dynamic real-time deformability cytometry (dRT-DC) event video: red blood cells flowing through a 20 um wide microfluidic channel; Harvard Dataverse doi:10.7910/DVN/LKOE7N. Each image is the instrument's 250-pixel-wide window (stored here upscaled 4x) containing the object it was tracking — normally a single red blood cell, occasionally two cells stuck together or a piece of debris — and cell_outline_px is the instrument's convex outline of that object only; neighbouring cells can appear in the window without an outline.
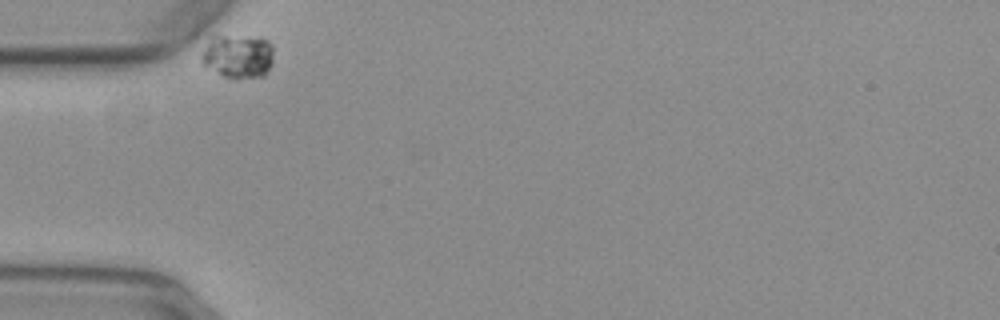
{"species": "common noctule bat (a hibernating species)", "species_latin": "Nyctalus noctula", "temperature_condition": "warm", "stored_images_in_passage": 16, "camera_frame_rate_fps": 3000, "um_per_image_px": 0.085, "animal": {"sex": "female", "body_mass_g": 29.2, "forearm_length_mm": 56.3}, "frame": {"image": 1, "passage_image": 1, "time_ms": 0.0, "image_size_px": [1000, 320], "cell_outline_px": [[272, 64], [264, 76], [236, 80], [224, 76], [204, 68], [200, 64], [200, 56], [212, 32], [216, 32], [260, 36], [268, 40], [272, 44]], "centroid_in_image_um": [20.16, 4.72], "position_along_channel_um": 64.8, "area_um2": 19.94}}
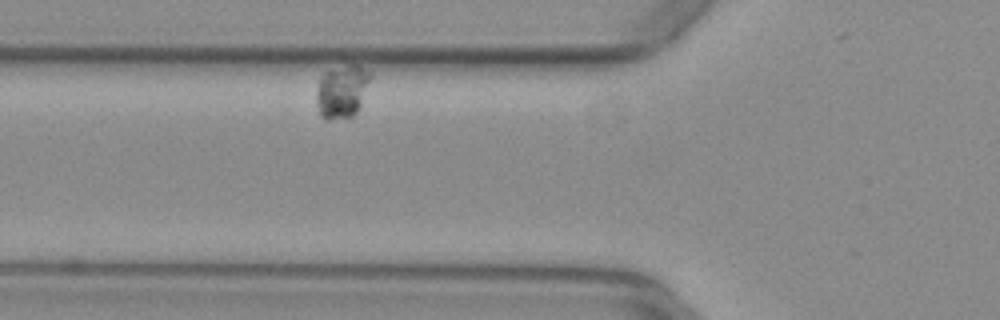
{"frame": {"image": 2, "passage_image": 5, "time_ms": 1.333, "image_size_px": [1000, 320], "cell_outline_px": [[372, 76], [360, 104], [356, 112], [352, 116], [332, 120], [324, 120], [320, 116], [316, 104], [316, 92], [320, 76], [324, 72], [348, 64], [360, 64], [372, 72]], "centroid_in_image_um": [29.06, 7.74], "position_along_channel_um": 96.7, "area_um2": 16.99}}
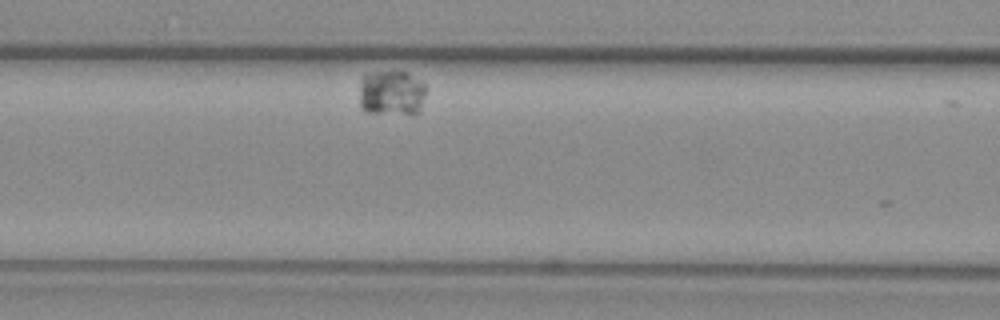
{"frame": {"image": 3, "passage_image": 9, "time_ms": 2.667, "image_size_px": [1000, 320], "cell_outline_px": [[424, 96], [420, 112], [412, 116], [364, 112], [360, 108], [360, 80], [364, 76], [376, 72], [408, 72], [420, 80], [424, 84]], "centroid_in_image_um": [33.28, 7.96], "position_along_channel_um": 133.3, "area_um2": 18.03}}